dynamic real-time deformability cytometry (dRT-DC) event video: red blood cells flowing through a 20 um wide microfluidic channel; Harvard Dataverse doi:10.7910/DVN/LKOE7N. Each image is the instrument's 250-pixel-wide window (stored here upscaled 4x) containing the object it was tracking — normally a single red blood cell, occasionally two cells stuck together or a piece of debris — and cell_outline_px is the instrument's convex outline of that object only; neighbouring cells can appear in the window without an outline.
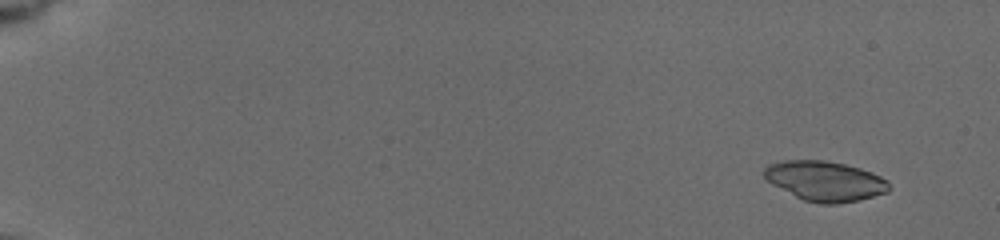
{"species": "common noctule bat (a hibernating species)", "species_latin": "Nyctalus noctula", "temperature_condition": "cold", "stored_images_in_passage": 39, "camera_frame_rate_fps": 3000, "um_per_image_px": 0.085, "animal": {"sex": "female", "body_mass_g": 19.5, "forearm_length_mm": 54.1}, "frame": {"image": 1, "passage_image": 4, "time_ms": 0.667, "image_size_px": [1000, 240], "cell_outline_px": [[888, 192], [860, 200], [836, 204], [820, 204], [804, 200], [772, 184], [764, 176], [764, 168], [768, 164], [784, 160], [824, 160], [844, 164], [860, 168], [872, 172], [888, 180]], "centroid_in_image_um": [70.13, 15.39], "position_along_channel_um": 14.9, "area_um2": 28.96}}